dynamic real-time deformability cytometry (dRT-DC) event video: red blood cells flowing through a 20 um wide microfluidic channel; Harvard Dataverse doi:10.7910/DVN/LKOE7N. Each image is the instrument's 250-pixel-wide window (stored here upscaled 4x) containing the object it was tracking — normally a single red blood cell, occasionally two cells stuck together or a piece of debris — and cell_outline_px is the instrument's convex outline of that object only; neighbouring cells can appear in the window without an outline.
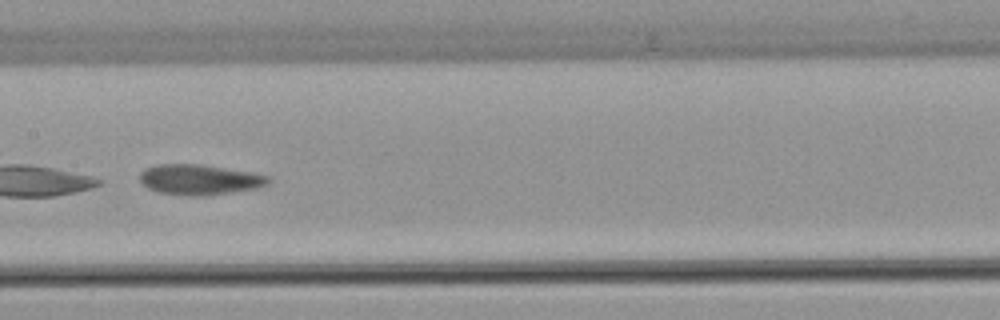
{"species": "common noctule bat (a hibernating species)", "species_latin": "Nyctalus noctula", "temperature_condition": "warm", "stored_images_in_passage": 42, "camera_frame_rate_fps": 3000, "um_per_image_px": 0.085, "animal": {"sex": "female", "body_mass_g": 22.7, "forearm_length_mm": 54.2}, "frame": {"image": 1, "passage_image": 18, "time_ms": 5.667, "image_size_px": [1000, 320], "cell_outline_px": [[272, 180], [268, 184], [256, 188], [204, 196], [188, 196], [160, 192], [148, 188], [140, 180], [140, 172], [148, 168], [160, 164], [204, 164], [252, 172], [268, 176]], "centroid_in_image_um": [16.99, 15.26], "position_along_channel_um": 190.4, "area_um2": 22.66}, "authors_computed_cell_mechanics": {"area_um2": 22.4553, "velocity_mm_per_s": 3.7561, "shape_relaxation_time_tau1_ms": 3.0443, "shape_relaxation_time_tau2_ms": null, "deformation_change_tau1": 0.1534, "deformation_change_tau2": null}}